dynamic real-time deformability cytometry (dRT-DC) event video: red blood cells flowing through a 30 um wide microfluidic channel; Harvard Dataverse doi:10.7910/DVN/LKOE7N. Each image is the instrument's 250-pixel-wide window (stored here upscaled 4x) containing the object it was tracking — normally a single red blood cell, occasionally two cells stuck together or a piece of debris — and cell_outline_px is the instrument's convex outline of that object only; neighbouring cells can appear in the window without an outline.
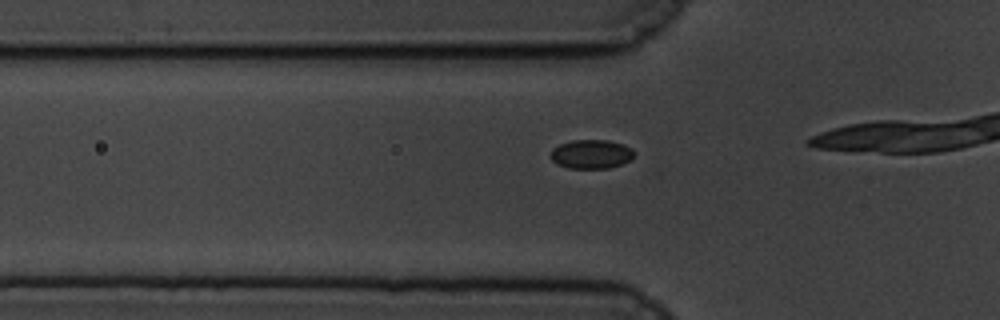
{"species": "common noctule bat (a hibernating species)", "species_latin": "Nyctalus noctula", "temperature_condition": "cold", "stored_images_in_passage": 13, "camera_frame_rate_fps": 3000, "um_per_image_px": 0.085, "animal": {"sex": "male", "body_mass_g": 19.5, "forearm_length_mm": 54.6}, "frame": {"image": 1, "passage_image": 8, "time_ms": 2.333, "image_size_px": [1000, 320], "cell_outline_px": [[636, 152], [632, 160], [608, 168], [568, 168], [556, 164], [548, 156], [552, 148], [560, 144], [572, 140], [608, 140], [624, 144], [632, 148]], "centroid_in_image_um": [50.25, 13.09], "position_along_channel_um": 75.5, "area_um2": 14.39}}